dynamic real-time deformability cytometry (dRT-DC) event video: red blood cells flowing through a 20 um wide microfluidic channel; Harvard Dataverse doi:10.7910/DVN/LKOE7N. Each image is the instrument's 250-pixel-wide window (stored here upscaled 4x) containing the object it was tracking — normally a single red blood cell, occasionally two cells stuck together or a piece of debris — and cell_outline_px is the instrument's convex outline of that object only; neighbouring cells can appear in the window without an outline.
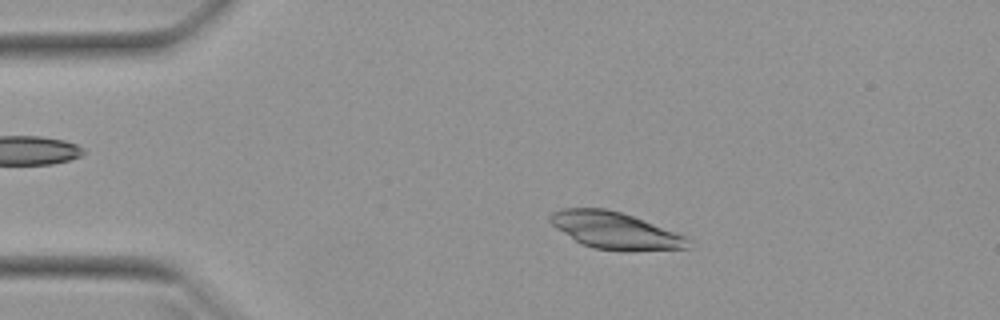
{"species": "Egyptian fruit bat (a non-hibernating species)", "species_latin": "Rousettus aegyptiacus", "temperature_condition": "warm", "stored_images_in_passage": 51, "camera_frame_rate_fps": 3000, "um_per_image_px": 0.085, "animal": {"sex": "female"}, "frame": {"image": 1, "passage_image": 10, "time_ms": 3.0, "image_size_px": [1000, 320], "cell_outline_px": [[688, 248], [596, 248], [584, 244], [576, 240], [556, 228], [548, 220], [548, 216], [552, 212], [564, 208], [604, 208], [620, 212], [632, 216], [688, 236]], "centroid_in_image_um": [52.21, 19.52], "position_along_channel_um": 32.8, "area_um2": 28.15}}
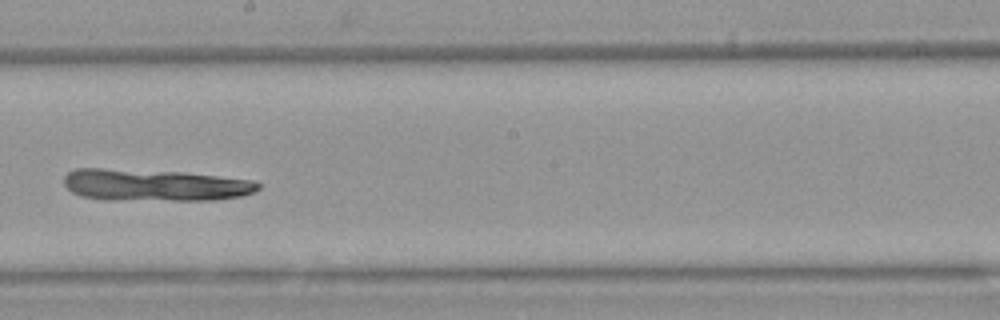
{"frame": {"image": 2, "passage_image": 29, "time_ms": 9.333, "image_size_px": [1000, 320], "cell_outline_px": [[260, 188], [256, 192], [240, 196], [216, 200], [108, 200], [80, 196], [72, 192], [64, 184], [64, 176], [68, 172], [76, 168], [100, 168], [184, 172], [252, 180], [260, 184]], "centroid_in_image_um": [13.13, 15.73], "position_along_channel_um": 235.1, "area_um2": 36.3}}
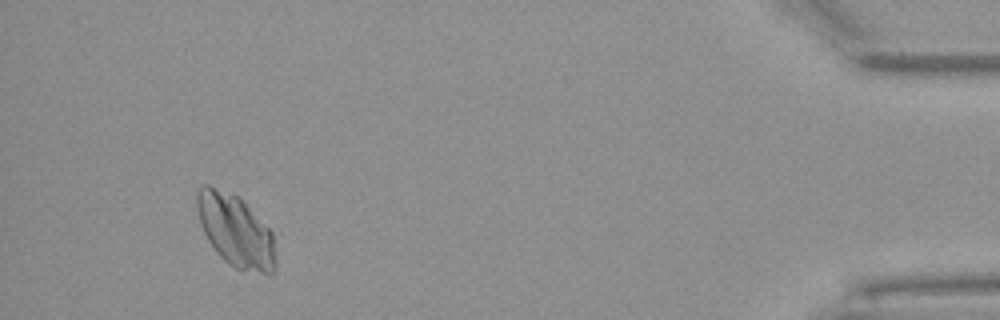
{"frame": {"image": 3, "passage_image": 48, "time_ms": 15.667, "image_size_px": [1000, 320], "cell_outline_px": [[276, 268], [272, 272], [260, 272], [236, 268], [228, 264], [216, 252], [208, 240], [200, 224], [196, 208], [196, 188], [200, 184], [208, 184], [240, 196], [244, 200], [272, 232], [276, 260]], "centroid_in_image_um": [19.98, 19.55], "position_along_channel_um": 415.2, "area_um2": 33.35}}